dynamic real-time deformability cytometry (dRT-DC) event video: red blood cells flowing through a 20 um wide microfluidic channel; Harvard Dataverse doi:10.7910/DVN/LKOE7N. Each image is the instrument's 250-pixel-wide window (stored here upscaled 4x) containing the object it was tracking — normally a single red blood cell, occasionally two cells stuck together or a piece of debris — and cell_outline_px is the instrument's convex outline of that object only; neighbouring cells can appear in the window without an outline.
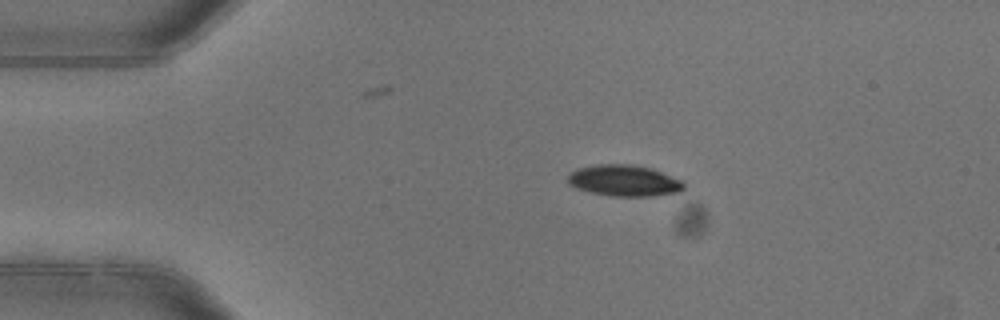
{"species": "common noctule bat (a hibernating species)", "species_latin": "Nyctalus noctula", "temperature_condition": "warm", "stored_images_in_passage": 3, "camera_frame_rate_fps": 3000, "um_per_image_px": 0.085, "animal": {"sex": "female"}, "frame": {"image": 1, "passage_image": 1, "time_ms": 0.0, "image_size_px": [1000, 320], "cell_outline_px": [[684, 188], [680, 192], [652, 196], [612, 196], [592, 192], [576, 188], [568, 184], [568, 176], [572, 172], [580, 168], [596, 164], [632, 164], [648, 168], [684, 180]], "centroid_in_image_um": [53.08, 15.36], "position_along_channel_um": 31.9, "area_um2": 20.98}}
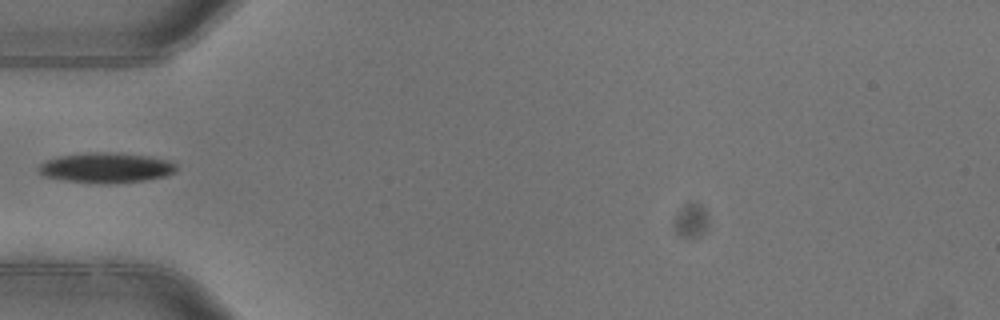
{"frame": {"image": 2, "passage_image": 3, "time_ms": 0.667, "image_size_px": [1000, 320], "cell_outline_px": [[176, 168], [172, 172], [164, 176], [144, 180], [104, 184], [64, 180], [44, 176], [36, 168], [44, 160], [60, 156], [88, 152], [116, 152], [152, 156], [168, 160], [176, 164]], "centroid_in_image_um": [8.99, 14.24], "position_along_channel_um": 76.0, "area_um2": 24.22}}